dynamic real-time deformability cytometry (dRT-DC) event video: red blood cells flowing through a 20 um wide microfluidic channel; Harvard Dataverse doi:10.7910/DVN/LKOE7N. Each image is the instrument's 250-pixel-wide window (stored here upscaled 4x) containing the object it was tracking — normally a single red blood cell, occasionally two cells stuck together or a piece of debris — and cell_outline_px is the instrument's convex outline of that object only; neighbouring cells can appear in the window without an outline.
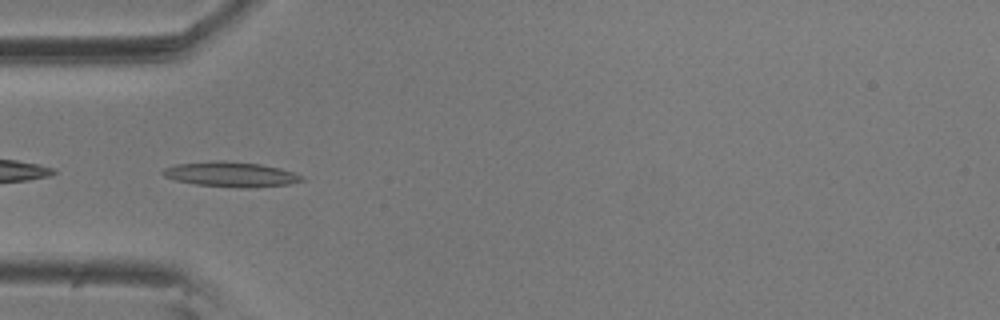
{"species": "common noctule bat (a hibernating species)", "species_latin": "Nyctalus noctula", "temperature_condition": "room temperature", "stored_images_in_passage": 15, "camera_frame_rate_fps": 3000, "um_per_image_px": 0.085, "animal": {"sex": "male", "body_mass_g": 20.5, "forearm_length_mm": 52.5}, "frame": {"image": 1, "passage_image": 5, "time_ms": 1.333, "image_size_px": [1000, 320], "cell_outline_px": [[304, 180], [288, 184], [252, 188], [240, 188], [196, 184], [176, 180], [164, 176], [160, 172], [164, 168], [176, 164], [216, 160], [220, 160], [260, 164], [280, 168], [304, 176]], "centroid_in_image_um": [19.62, 14.82], "position_along_channel_um": 65.4, "area_um2": 20.23}}
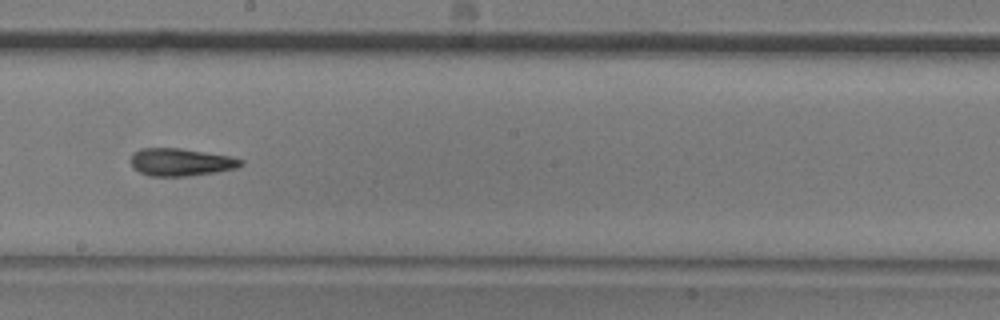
{"frame": {"image": 2, "passage_image": 9, "time_ms": 2.667, "image_size_px": [1000, 320], "cell_outline_px": [[244, 164], [236, 168], [216, 172], [188, 176], [148, 176], [132, 168], [132, 152], [140, 148], [180, 148], [228, 156], [244, 160]], "centroid_in_image_um": [15.35, 13.78], "position_along_channel_um": 232.9, "area_um2": 17.69}}
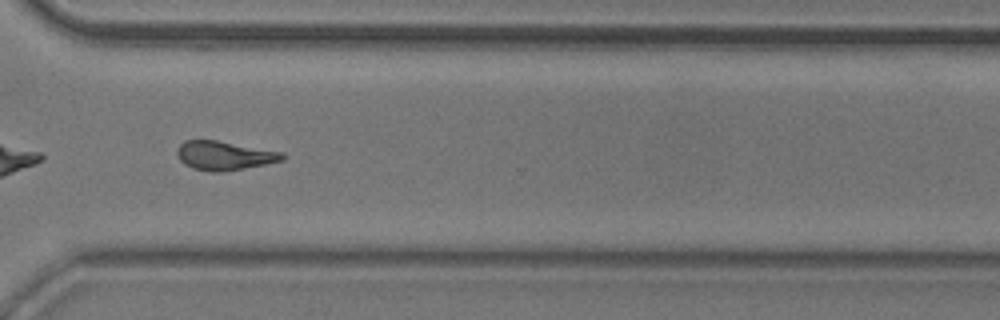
{"frame": {"image": 3, "passage_image": 12, "time_ms": 3.667, "image_size_px": [1000, 320], "cell_outline_px": [[284, 160], [264, 164], [220, 172], [208, 172], [192, 168], [184, 164], [180, 160], [176, 152], [176, 148], [184, 140], [216, 140], [284, 152]], "centroid_in_image_um": [19.03, 13.22], "position_along_channel_um": 351.6, "area_um2": 17.74}}